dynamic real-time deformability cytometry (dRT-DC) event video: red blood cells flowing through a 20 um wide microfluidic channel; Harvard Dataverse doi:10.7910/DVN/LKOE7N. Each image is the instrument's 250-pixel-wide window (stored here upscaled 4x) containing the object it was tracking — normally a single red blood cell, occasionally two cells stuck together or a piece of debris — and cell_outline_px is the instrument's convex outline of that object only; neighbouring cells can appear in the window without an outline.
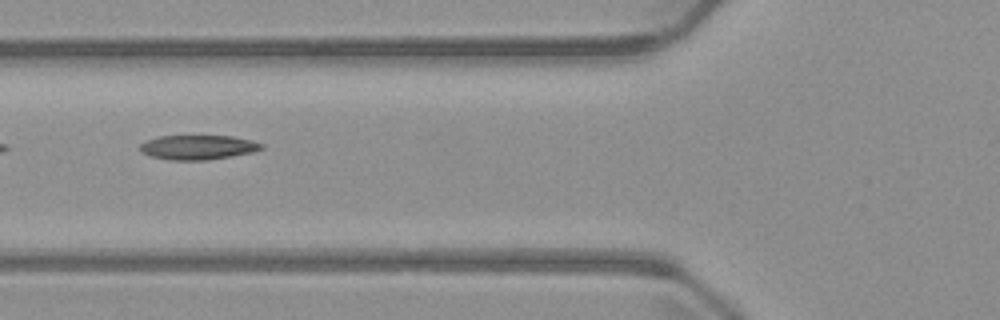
{"species": "common noctule bat (a hibernating species)", "species_latin": "Nyctalus noctula", "temperature_condition": "warm", "stored_images_in_passage": 2, "camera_frame_rate_fps": 3000, "um_per_image_px": 0.085, "animal": {"sex": "male", "body_mass_g": 23.1, "forearm_length_mm": 52.7}, "frame": {"image": 1, "passage_image": 2, "time_ms": 1.333, "image_size_px": [1000, 320], "cell_outline_px": [[264, 148], [252, 152], [208, 160], [168, 160], [152, 156], [140, 152], [140, 144], [148, 140], [160, 136], [232, 136], [252, 140], [264, 144]], "centroid_in_image_um": [16.84, 12.52], "position_along_channel_um": 109.0, "area_um2": 17.28}}